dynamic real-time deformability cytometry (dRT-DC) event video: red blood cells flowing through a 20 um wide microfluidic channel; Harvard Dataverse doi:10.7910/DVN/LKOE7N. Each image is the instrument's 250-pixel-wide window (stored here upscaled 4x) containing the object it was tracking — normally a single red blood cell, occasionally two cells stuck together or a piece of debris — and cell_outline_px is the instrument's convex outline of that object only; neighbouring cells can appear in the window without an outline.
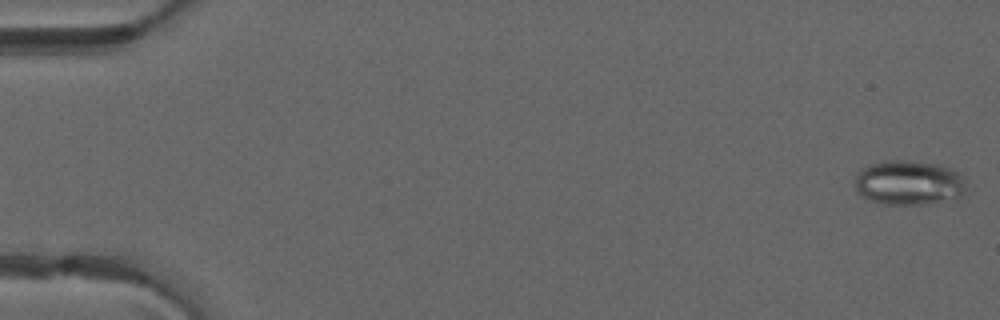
{"species": "common noctule bat (a hibernating species)", "species_latin": "Nyctalus noctula", "temperature_condition": "warm", "stored_images_in_passage": 50, "camera_frame_rate_fps": 3000, "um_per_image_px": 0.085, "animal": {"sex": "male", "forearm_length_mm": 52.5}, "frame": {"image": 1, "passage_image": 1, "time_ms": 0.0, "image_size_px": [1000, 320], "cell_outline_px": [[964, 196], [924, 204], [884, 204], [872, 200], [856, 192], [856, 176], [860, 168], [868, 164], [884, 160], [904, 160], [936, 164], [960, 172], [964, 180]], "centroid_in_image_um": [77.23, 15.51], "position_along_channel_um": 7.8, "area_um2": 28.84}}
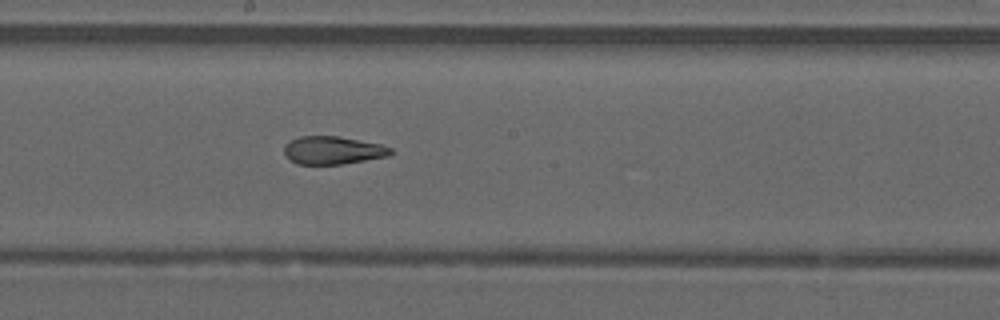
{"frame": {"image": 2, "passage_image": 28, "time_ms": 9.0, "image_size_px": [1000, 320], "cell_outline_px": [[392, 152], [388, 156], [340, 164], [296, 164], [288, 160], [284, 152], [284, 144], [300, 136], [336, 136], [380, 144], [392, 148]], "centroid_in_image_um": [28.24, 12.78], "position_along_channel_um": 220.0, "area_um2": 17.22}}
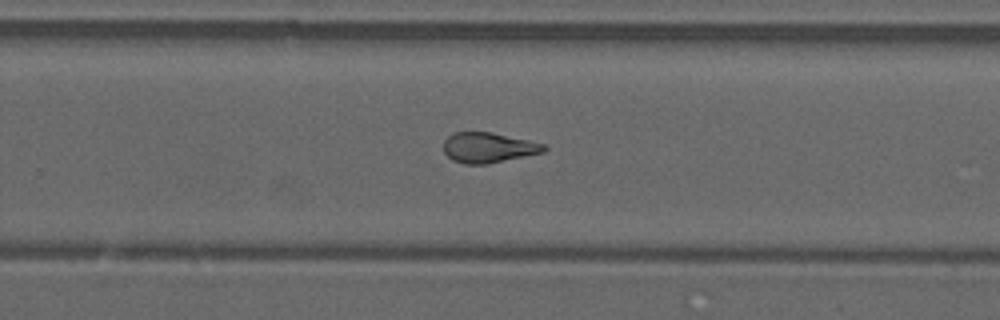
{"frame": {"image": 3, "passage_image": 33, "time_ms": 10.667, "image_size_px": [1000, 320], "cell_outline_px": [[548, 148], [544, 152], [488, 164], [464, 164], [452, 160], [444, 152], [444, 140], [452, 132], [492, 132], [528, 140], [544, 144]], "centroid_in_image_um": [41.5, 12.54], "position_along_channel_um": 288.3, "area_um2": 17.74}, "authors_computed_cell_mechanics": {"area_um2": 19.8254, "velocity_mm_per_s": 4.1234, "shape_relaxation_time_tau1_ms": null, "shape_relaxation_time_tau2_ms": 1.8773, "deformation_change_tau1": null, "deformation_change_tau2": 0.1044}}